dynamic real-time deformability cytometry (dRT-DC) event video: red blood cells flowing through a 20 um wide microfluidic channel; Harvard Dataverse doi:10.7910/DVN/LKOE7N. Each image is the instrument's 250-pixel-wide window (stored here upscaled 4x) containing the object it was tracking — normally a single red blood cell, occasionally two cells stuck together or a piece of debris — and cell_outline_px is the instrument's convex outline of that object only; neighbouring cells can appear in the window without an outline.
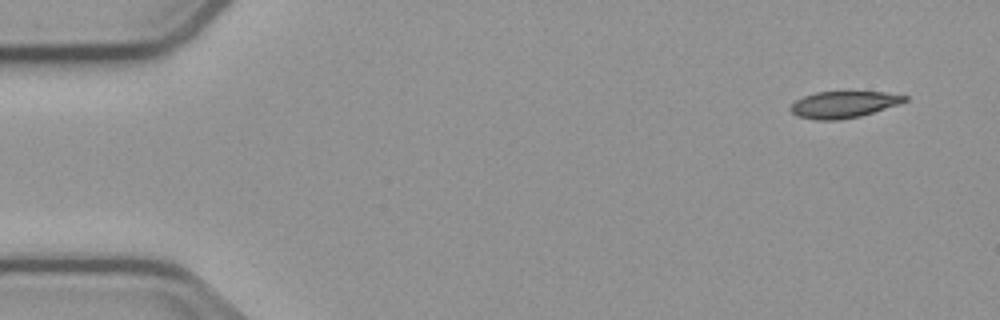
{"species": "common noctule bat (a hibernating species)", "species_latin": "Nyctalus noctula", "temperature_condition": "cold", "stored_images_in_passage": 6, "camera_frame_rate_fps": 3000, "um_per_image_px": 0.085, "animal": {"sex": "male", "body_mass_g": 23.1, "forearm_length_mm": 52.7}, "frame": {"image": 1, "passage_image": 1, "time_ms": 0.0, "image_size_px": [1000, 320], "cell_outline_px": [[908, 100], [900, 104], [860, 116], [840, 120], [816, 120], [796, 116], [788, 108], [796, 100], [804, 96], [816, 92], [884, 92], [908, 96]], "centroid_in_image_um": [71.7, 8.89], "position_along_channel_um": 13.3, "area_um2": 17.74}}
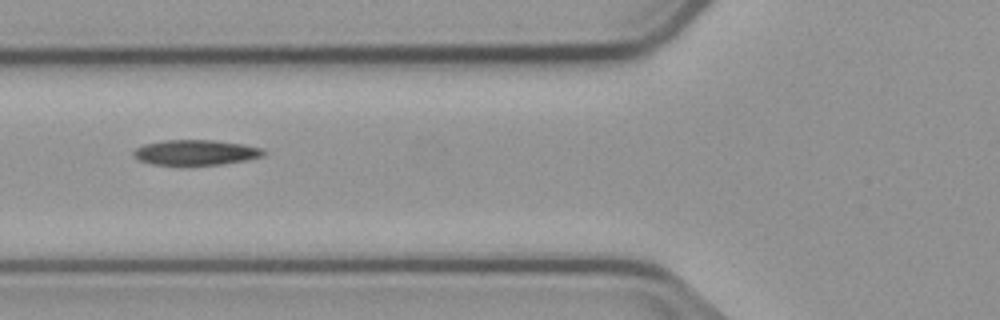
{"frame": {"image": 2, "passage_image": 6, "time_ms": 5.667, "image_size_px": [1000, 320], "cell_outline_px": [[268, 152], [264, 156], [248, 160], [224, 164], [188, 168], [180, 168], [152, 164], [140, 160], [132, 152], [136, 148], [144, 144], [164, 140], [212, 140], [240, 144], [260, 148]], "centroid_in_image_um": [16.63, 13.02], "position_along_channel_um": 109.2, "area_um2": 20.0}}